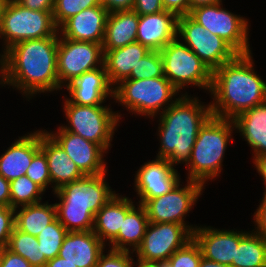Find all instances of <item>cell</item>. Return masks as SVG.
<instances>
[{"label": "cell", "mask_w": 266, "mask_h": 267, "mask_svg": "<svg viewBox=\"0 0 266 267\" xmlns=\"http://www.w3.org/2000/svg\"><path fill=\"white\" fill-rule=\"evenodd\" d=\"M20 41L0 54V84L14 86L27 98L62 88L57 74L59 36Z\"/></svg>", "instance_id": "obj_1"}, {"label": "cell", "mask_w": 266, "mask_h": 267, "mask_svg": "<svg viewBox=\"0 0 266 267\" xmlns=\"http://www.w3.org/2000/svg\"><path fill=\"white\" fill-rule=\"evenodd\" d=\"M251 53L239 54L212 72V116L234 119L240 113L266 102V83L256 74Z\"/></svg>", "instance_id": "obj_2"}, {"label": "cell", "mask_w": 266, "mask_h": 267, "mask_svg": "<svg viewBox=\"0 0 266 267\" xmlns=\"http://www.w3.org/2000/svg\"><path fill=\"white\" fill-rule=\"evenodd\" d=\"M165 111H160L159 129L161 148L156 158L167 159L172 166L190 161L191 150L199 129L212 116L210 104L199 103L198 97L185 93L175 98Z\"/></svg>", "instance_id": "obj_3"}, {"label": "cell", "mask_w": 266, "mask_h": 267, "mask_svg": "<svg viewBox=\"0 0 266 267\" xmlns=\"http://www.w3.org/2000/svg\"><path fill=\"white\" fill-rule=\"evenodd\" d=\"M106 173L85 175L57 189L56 216L68 232L90 231L96 213L116 194L105 181Z\"/></svg>", "instance_id": "obj_4"}, {"label": "cell", "mask_w": 266, "mask_h": 267, "mask_svg": "<svg viewBox=\"0 0 266 267\" xmlns=\"http://www.w3.org/2000/svg\"><path fill=\"white\" fill-rule=\"evenodd\" d=\"M235 128L232 119L211 116L199 129L187 164L188 180L201 183L214 179L221 172L227 143Z\"/></svg>", "instance_id": "obj_5"}, {"label": "cell", "mask_w": 266, "mask_h": 267, "mask_svg": "<svg viewBox=\"0 0 266 267\" xmlns=\"http://www.w3.org/2000/svg\"><path fill=\"white\" fill-rule=\"evenodd\" d=\"M114 87L113 98L116 102L124 105L129 112L149 118L155 117L160 109L163 112L170 107L175 102L172 97L179 93L165 76L144 80H123Z\"/></svg>", "instance_id": "obj_6"}, {"label": "cell", "mask_w": 266, "mask_h": 267, "mask_svg": "<svg viewBox=\"0 0 266 267\" xmlns=\"http://www.w3.org/2000/svg\"><path fill=\"white\" fill-rule=\"evenodd\" d=\"M53 11L31 10L9 0L0 22V37L4 39L5 52L12 45L28 39L53 36L58 28L53 20Z\"/></svg>", "instance_id": "obj_7"}, {"label": "cell", "mask_w": 266, "mask_h": 267, "mask_svg": "<svg viewBox=\"0 0 266 267\" xmlns=\"http://www.w3.org/2000/svg\"><path fill=\"white\" fill-rule=\"evenodd\" d=\"M63 106L66 120L69 123L68 126L62 127L66 131L92 141L108 151L121 114L113 112L107 106L78 105L68 99Z\"/></svg>", "instance_id": "obj_8"}, {"label": "cell", "mask_w": 266, "mask_h": 267, "mask_svg": "<svg viewBox=\"0 0 266 267\" xmlns=\"http://www.w3.org/2000/svg\"><path fill=\"white\" fill-rule=\"evenodd\" d=\"M160 54L164 76L178 92L190 84L210 91L212 71L178 38L169 42L160 50Z\"/></svg>", "instance_id": "obj_9"}, {"label": "cell", "mask_w": 266, "mask_h": 267, "mask_svg": "<svg viewBox=\"0 0 266 267\" xmlns=\"http://www.w3.org/2000/svg\"><path fill=\"white\" fill-rule=\"evenodd\" d=\"M177 37L190 48L212 72L234 60L239 53L224 39L211 34L188 14L178 16Z\"/></svg>", "instance_id": "obj_10"}, {"label": "cell", "mask_w": 266, "mask_h": 267, "mask_svg": "<svg viewBox=\"0 0 266 267\" xmlns=\"http://www.w3.org/2000/svg\"><path fill=\"white\" fill-rule=\"evenodd\" d=\"M222 2L190 9L189 16L229 43L239 54L251 53L248 37V19L235 15L221 7Z\"/></svg>", "instance_id": "obj_11"}, {"label": "cell", "mask_w": 266, "mask_h": 267, "mask_svg": "<svg viewBox=\"0 0 266 267\" xmlns=\"http://www.w3.org/2000/svg\"><path fill=\"white\" fill-rule=\"evenodd\" d=\"M203 187L201 183L192 180H187V184L180 187L179 181L166 194L149 199L143 205L149 222L182 224L193 234L197 227L187 225L184 218L202 195Z\"/></svg>", "instance_id": "obj_12"}, {"label": "cell", "mask_w": 266, "mask_h": 267, "mask_svg": "<svg viewBox=\"0 0 266 267\" xmlns=\"http://www.w3.org/2000/svg\"><path fill=\"white\" fill-rule=\"evenodd\" d=\"M103 66L104 52L102 44L75 41L59 36L57 74L61 87L67 86L83 73Z\"/></svg>", "instance_id": "obj_13"}, {"label": "cell", "mask_w": 266, "mask_h": 267, "mask_svg": "<svg viewBox=\"0 0 266 267\" xmlns=\"http://www.w3.org/2000/svg\"><path fill=\"white\" fill-rule=\"evenodd\" d=\"M192 238L193 234L182 224L149 222L136 257L144 262H165Z\"/></svg>", "instance_id": "obj_14"}, {"label": "cell", "mask_w": 266, "mask_h": 267, "mask_svg": "<svg viewBox=\"0 0 266 267\" xmlns=\"http://www.w3.org/2000/svg\"><path fill=\"white\" fill-rule=\"evenodd\" d=\"M58 131L47 133L64 149L84 175H99L107 172L103 158L107 151L100 145L66 131L62 126Z\"/></svg>", "instance_id": "obj_15"}, {"label": "cell", "mask_w": 266, "mask_h": 267, "mask_svg": "<svg viewBox=\"0 0 266 267\" xmlns=\"http://www.w3.org/2000/svg\"><path fill=\"white\" fill-rule=\"evenodd\" d=\"M177 170L167 159L156 158L142 165L135 176L139 204L169 192L179 181Z\"/></svg>", "instance_id": "obj_16"}, {"label": "cell", "mask_w": 266, "mask_h": 267, "mask_svg": "<svg viewBox=\"0 0 266 267\" xmlns=\"http://www.w3.org/2000/svg\"><path fill=\"white\" fill-rule=\"evenodd\" d=\"M198 227L193 232V238L199 244L203 257L232 267L236 248L248 232Z\"/></svg>", "instance_id": "obj_17"}, {"label": "cell", "mask_w": 266, "mask_h": 267, "mask_svg": "<svg viewBox=\"0 0 266 267\" xmlns=\"http://www.w3.org/2000/svg\"><path fill=\"white\" fill-rule=\"evenodd\" d=\"M108 14L101 4L84 9L67 19L58 32L67 39L103 44Z\"/></svg>", "instance_id": "obj_18"}, {"label": "cell", "mask_w": 266, "mask_h": 267, "mask_svg": "<svg viewBox=\"0 0 266 267\" xmlns=\"http://www.w3.org/2000/svg\"><path fill=\"white\" fill-rule=\"evenodd\" d=\"M178 16L170 11L139 15L137 42L150 51H160L177 38Z\"/></svg>", "instance_id": "obj_19"}, {"label": "cell", "mask_w": 266, "mask_h": 267, "mask_svg": "<svg viewBox=\"0 0 266 267\" xmlns=\"http://www.w3.org/2000/svg\"><path fill=\"white\" fill-rule=\"evenodd\" d=\"M65 87L71 97L68 100L78 105H102L107 97H114L105 66L83 73Z\"/></svg>", "instance_id": "obj_20"}, {"label": "cell", "mask_w": 266, "mask_h": 267, "mask_svg": "<svg viewBox=\"0 0 266 267\" xmlns=\"http://www.w3.org/2000/svg\"><path fill=\"white\" fill-rule=\"evenodd\" d=\"M105 246L92 230L68 232L58 256L77 267H95Z\"/></svg>", "instance_id": "obj_21"}, {"label": "cell", "mask_w": 266, "mask_h": 267, "mask_svg": "<svg viewBox=\"0 0 266 267\" xmlns=\"http://www.w3.org/2000/svg\"><path fill=\"white\" fill-rule=\"evenodd\" d=\"M40 149L45 153L53 191L85 175L67 156L64 149L47 133L40 130Z\"/></svg>", "instance_id": "obj_22"}, {"label": "cell", "mask_w": 266, "mask_h": 267, "mask_svg": "<svg viewBox=\"0 0 266 267\" xmlns=\"http://www.w3.org/2000/svg\"><path fill=\"white\" fill-rule=\"evenodd\" d=\"M40 150V131L17 139L0 156V175L11 182L24 176L33 156Z\"/></svg>", "instance_id": "obj_23"}, {"label": "cell", "mask_w": 266, "mask_h": 267, "mask_svg": "<svg viewBox=\"0 0 266 267\" xmlns=\"http://www.w3.org/2000/svg\"><path fill=\"white\" fill-rule=\"evenodd\" d=\"M132 199L115 194L95 215L93 232L105 244L118 235L126 214L134 207Z\"/></svg>", "instance_id": "obj_24"}, {"label": "cell", "mask_w": 266, "mask_h": 267, "mask_svg": "<svg viewBox=\"0 0 266 267\" xmlns=\"http://www.w3.org/2000/svg\"><path fill=\"white\" fill-rule=\"evenodd\" d=\"M150 50L140 42H133L124 47L108 50L104 53V66L110 84L118 85L127 79L139 60L145 57Z\"/></svg>", "instance_id": "obj_25"}, {"label": "cell", "mask_w": 266, "mask_h": 267, "mask_svg": "<svg viewBox=\"0 0 266 267\" xmlns=\"http://www.w3.org/2000/svg\"><path fill=\"white\" fill-rule=\"evenodd\" d=\"M138 22L139 15L133 10L109 13L102 44L103 52L136 42Z\"/></svg>", "instance_id": "obj_26"}, {"label": "cell", "mask_w": 266, "mask_h": 267, "mask_svg": "<svg viewBox=\"0 0 266 267\" xmlns=\"http://www.w3.org/2000/svg\"><path fill=\"white\" fill-rule=\"evenodd\" d=\"M233 122L253 148L254 158L266 154V102L240 113Z\"/></svg>", "instance_id": "obj_27"}, {"label": "cell", "mask_w": 266, "mask_h": 267, "mask_svg": "<svg viewBox=\"0 0 266 267\" xmlns=\"http://www.w3.org/2000/svg\"><path fill=\"white\" fill-rule=\"evenodd\" d=\"M137 206V208L134 206L126 214L122 228H120L118 235L110 242L111 249L131 252L130 247L131 250L133 247L131 252L133 254L141 245L149 220L145 207L141 204Z\"/></svg>", "instance_id": "obj_28"}, {"label": "cell", "mask_w": 266, "mask_h": 267, "mask_svg": "<svg viewBox=\"0 0 266 267\" xmlns=\"http://www.w3.org/2000/svg\"><path fill=\"white\" fill-rule=\"evenodd\" d=\"M21 207L18 212L15 210L14 225L18 230L33 236H37L57 218L55 204L39 202Z\"/></svg>", "instance_id": "obj_29"}, {"label": "cell", "mask_w": 266, "mask_h": 267, "mask_svg": "<svg viewBox=\"0 0 266 267\" xmlns=\"http://www.w3.org/2000/svg\"><path fill=\"white\" fill-rule=\"evenodd\" d=\"M232 267H266V239L255 231L247 233L236 248Z\"/></svg>", "instance_id": "obj_30"}, {"label": "cell", "mask_w": 266, "mask_h": 267, "mask_svg": "<svg viewBox=\"0 0 266 267\" xmlns=\"http://www.w3.org/2000/svg\"><path fill=\"white\" fill-rule=\"evenodd\" d=\"M13 253L22 256L33 267H45L46 257H41V249L36 236L18 230L15 226L6 246Z\"/></svg>", "instance_id": "obj_31"}, {"label": "cell", "mask_w": 266, "mask_h": 267, "mask_svg": "<svg viewBox=\"0 0 266 267\" xmlns=\"http://www.w3.org/2000/svg\"><path fill=\"white\" fill-rule=\"evenodd\" d=\"M44 192L29 177L20 176L10 182V207L18 211L21 206L39 203Z\"/></svg>", "instance_id": "obj_32"}, {"label": "cell", "mask_w": 266, "mask_h": 267, "mask_svg": "<svg viewBox=\"0 0 266 267\" xmlns=\"http://www.w3.org/2000/svg\"><path fill=\"white\" fill-rule=\"evenodd\" d=\"M68 231L56 218L48 224L36 237L41 249V257L47 260L54 259L59 254L65 236Z\"/></svg>", "instance_id": "obj_33"}, {"label": "cell", "mask_w": 266, "mask_h": 267, "mask_svg": "<svg viewBox=\"0 0 266 267\" xmlns=\"http://www.w3.org/2000/svg\"><path fill=\"white\" fill-rule=\"evenodd\" d=\"M164 76L163 59L160 51H150L139 60L130 76L125 80L151 79Z\"/></svg>", "instance_id": "obj_34"}, {"label": "cell", "mask_w": 266, "mask_h": 267, "mask_svg": "<svg viewBox=\"0 0 266 267\" xmlns=\"http://www.w3.org/2000/svg\"><path fill=\"white\" fill-rule=\"evenodd\" d=\"M100 4L101 0H55L52 13L54 23L59 28L70 17Z\"/></svg>", "instance_id": "obj_35"}, {"label": "cell", "mask_w": 266, "mask_h": 267, "mask_svg": "<svg viewBox=\"0 0 266 267\" xmlns=\"http://www.w3.org/2000/svg\"><path fill=\"white\" fill-rule=\"evenodd\" d=\"M202 256L199 244L192 238L182 248L175 251L167 262L171 267H198Z\"/></svg>", "instance_id": "obj_36"}, {"label": "cell", "mask_w": 266, "mask_h": 267, "mask_svg": "<svg viewBox=\"0 0 266 267\" xmlns=\"http://www.w3.org/2000/svg\"><path fill=\"white\" fill-rule=\"evenodd\" d=\"M25 175L38 184L44 191L51 184L47 159L41 149L33 156Z\"/></svg>", "instance_id": "obj_37"}, {"label": "cell", "mask_w": 266, "mask_h": 267, "mask_svg": "<svg viewBox=\"0 0 266 267\" xmlns=\"http://www.w3.org/2000/svg\"><path fill=\"white\" fill-rule=\"evenodd\" d=\"M110 251V252H109ZM108 254L102 253L95 267H133L134 259L129 251L110 249Z\"/></svg>", "instance_id": "obj_38"}, {"label": "cell", "mask_w": 266, "mask_h": 267, "mask_svg": "<svg viewBox=\"0 0 266 267\" xmlns=\"http://www.w3.org/2000/svg\"><path fill=\"white\" fill-rule=\"evenodd\" d=\"M15 209L0 205V249L5 248L14 228Z\"/></svg>", "instance_id": "obj_39"}, {"label": "cell", "mask_w": 266, "mask_h": 267, "mask_svg": "<svg viewBox=\"0 0 266 267\" xmlns=\"http://www.w3.org/2000/svg\"><path fill=\"white\" fill-rule=\"evenodd\" d=\"M0 267H33L22 256L17 255L9 249H0Z\"/></svg>", "instance_id": "obj_40"}, {"label": "cell", "mask_w": 266, "mask_h": 267, "mask_svg": "<svg viewBox=\"0 0 266 267\" xmlns=\"http://www.w3.org/2000/svg\"><path fill=\"white\" fill-rule=\"evenodd\" d=\"M133 11L138 15H149L164 11L162 0H135Z\"/></svg>", "instance_id": "obj_41"}, {"label": "cell", "mask_w": 266, "mask_h": 267, "mask_svg": "<svg viewBox=\"0 0 266 267\" xmlns=\"http://www.w3.org/2000/svg\"><path fill=\"white\" fill-rule=\"evenodd\" d=\"M262 203L256 209L254 215V222L256 223L255 232L262 235L266 239V194L262 197Z\"/></svg>", "instance_id": "obj_42"}, {"label": "cell", "mask_w": 266, "mask_h": 267, "mask_svg": "<svg viewBox=\"0 0 266 267\" xmlns=\"http://www.w3.org/2000/svg\"><path fill=\"white\" fill-rule=\"evenodd\" d=\"M164 10L175 13L177 16L187 15L190 12L189 0H162Z\"/></svg>", "instance_id": "obj_43"}, {"label": "cell", "mask_w": 266, "mask_h": 267, "mask_svg": "<svg viewBox=\"0 0 266 267\" xmlns=\"http://www.w3.org/2000/svg\"><path fill=\"white\" fill-rule=\"evenodd\" d=\"M135 0H101V5L108 11L113 13L117 11H129L133 9Z\"/></svg>", "instance_id": "obj_44"}, {"label": "cell", "mask_w": 266, "mask_h": 267, "mask_svg": "<svg viewBox=\"0 0 266 267\" xmlns=\"http://www.w3.org/2000/svg\"><path fill=\"white\" fill-rule=\"evenodd\" d=\"M22 6L37 11H53L55 0H16Z\"/></svg>", "instance_id": "obj_45"}, {"label": "cell", "mask_w": 266, "mask_h": 267, "mask_svg": "<svg viewBox=\"0 0 266 267\" xmlns=\"http://www.w3.org/2000/svg\"><path fill=\"white\" fill-rule=\"evenodd\" d=\"M0 205L10 206V182L0 175Z\"/></svg>", "instance_id": "obj_46"}, {"label": "cell", "mask_w": 266, "mask_h": 267, "mask_svg": "<svg viewBox=\"0 0 266 267\" xmlns=\"http://www.w3.org/2000/svg\"><path fill=\"white\" fill-rule=\"evenodd\" d=\"M253 163L255 164V168L258 173L262 176L264 184H265V191L266 194V154L260 155L258 157L253 158Z\"/></svg>", "instance_id": "obj_47"}, {"label": "cell", "mask_w": 266, "mask_h": 267, "mask_svg": "<svg viewBox=\"0 0 266 267\" xmlns=\"http://www.w3.org/2000/svg\"><path fill=\"white\" fill-rule=\"evenodd\" d=\"M45 267H77L76 265L67 262L65 258L56 256L54 259L48 260Z\"/></svg>", "instance_id": "obj_48"}, {"label": "cell", "mask_w": 266, "mask_h": 267, "mask_svg": "<svg viewBox=\"0 0 266 267\" xmlns=\"http://www.w3.org/2000/svg\"><path fill=\"white\" fill-rule=\"evenodd\" d=\"M198 267H230V266L206 259L205 257L202 256Z\"/></svg>", "instance_id": "obj_49"}, {"label": "cell", "mask_w": 266, "mask_h": 267, "mask_svg": "<svg viewBox=\"0 0 266 267\" xmlns=\"http://www.w3.org/2000/svg\"><path fill=\"white\" fill-rule=\"evenodd\" d=\"M190 1V9L207 4H214L222 2V0H189Z\"/></svg>", "instance_id": "obj_50"}, {"label": "cell", "mask_w": 266, "mask_h": 267, "mask_svg": "<svg viewBox=\"0 0 266 267\" xmlns=\"http://www.w3.org/2000/svg\"><path fill=\"white\" fill-rule=\"evenodd\" d=\"M137 265H135V262H134V266H137V267H158V263H153V262H144L142 260H139L137 259Z\"/></svg>", "instance_id": "obj_51"}, {"label": "cell", "mask_w": 266, "mask_h": 267, "mask_svg": "<svg viewBox=\"0 0 266 267\" xmlns=\"http://www.w3.org/2000/svg\"><path fill=\"white\" fill-rule=\"evenodd\" d=\"M8 1L9 0H0V22H1V19H2L4 8H5V6H6Z\"/></svg>", "instance_id": "obj_52"}, {"label": "cell", "mask_w": 266, "mask_h": 267, "mask_svg": "<svg viewBox=\"0 0 266 267\" xmlns=\"http://www.w3.org/2000/svg\"><path fill=\"white\" fill-rule=\"evenodd\" d=\"M158 267H171V265L167 261L158 262Z\"/></svg>", "instance_id": "obj_53"}]
</instances>
